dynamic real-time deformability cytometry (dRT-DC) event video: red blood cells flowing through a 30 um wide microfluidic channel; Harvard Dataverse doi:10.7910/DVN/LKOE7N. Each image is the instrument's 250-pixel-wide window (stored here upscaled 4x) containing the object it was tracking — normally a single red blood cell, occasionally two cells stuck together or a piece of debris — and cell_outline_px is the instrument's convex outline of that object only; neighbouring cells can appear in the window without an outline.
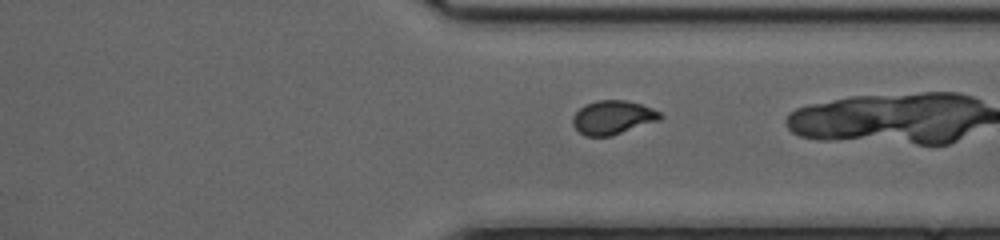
{"species": "common noctule bat (a hibernating species)", "species_latin": "Nyctalus noctula", "temperature_condition": "cold", "stored_images_in_passage": 40, "camera_frame_rate_fps": 3000, "um_per_image_px": 0.085, "animal": {"sex": "female", "body_mass_g": 20.0, "forearm_length_mm": 54.0}, "frame": {"image": 1, "passage_image": 38, "time_ms": 12.333, "image_size_px": [1000, 240], "cell_outline_px": [[664, 116], [660, 120], [612, 136], [584, 136], [572, 124], [572, 116], [584, 104], [596, 100], [624, 100], [640, 104], [652, 108], [660, 112]], "centroid_in_image_um": [52.08, 9.98], "position_along_channel_um": 359.3, "area_um2": 17.34}}